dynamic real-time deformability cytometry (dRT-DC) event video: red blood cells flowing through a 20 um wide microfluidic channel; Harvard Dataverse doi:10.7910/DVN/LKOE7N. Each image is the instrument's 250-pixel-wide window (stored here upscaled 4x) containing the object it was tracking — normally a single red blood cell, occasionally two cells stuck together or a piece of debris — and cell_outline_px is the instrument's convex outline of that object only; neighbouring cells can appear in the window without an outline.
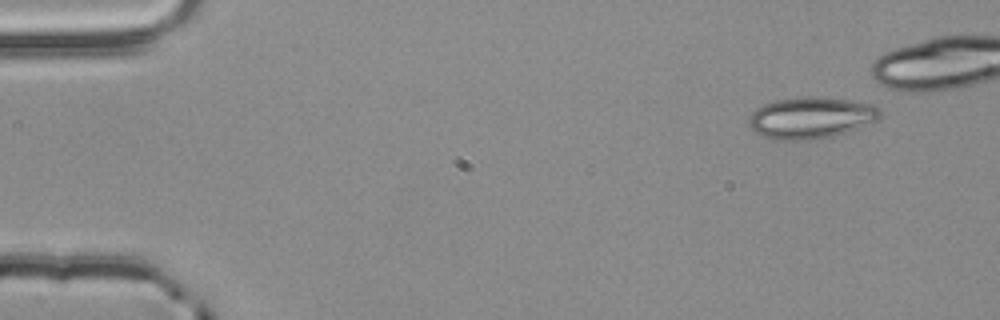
{"species": "common noctule bat (a hibernating species)", "species_latin": "Nyctalus noctula", "temperature_condition": "room temperature", "stored_images_in_passage": 5, "camera_frame_rate_fps": 3000, "um_per_image_px": 0.085, "animal": {"sex": "male", "body_mass_g": 20.4}, "frame": {"image": 1, "passage_image": 1, "time_ms": 0.0, "image_size_px": [1000, 320], "cell_outline_px": [[880, 116], [876, 120], [856, 128], [832, 136], [808, 140], [776, 140], [764, 136], [756, 132], [748, 124], [748, 116], [756, 108], [764, 104], [776, 100], [804, 96], [820, 96], [876, 104], [880, 108]], "centroid_in_image_um": [68.91, 9.99], "position_along_channel_um": 16.1, "area_um2": 31.73}}